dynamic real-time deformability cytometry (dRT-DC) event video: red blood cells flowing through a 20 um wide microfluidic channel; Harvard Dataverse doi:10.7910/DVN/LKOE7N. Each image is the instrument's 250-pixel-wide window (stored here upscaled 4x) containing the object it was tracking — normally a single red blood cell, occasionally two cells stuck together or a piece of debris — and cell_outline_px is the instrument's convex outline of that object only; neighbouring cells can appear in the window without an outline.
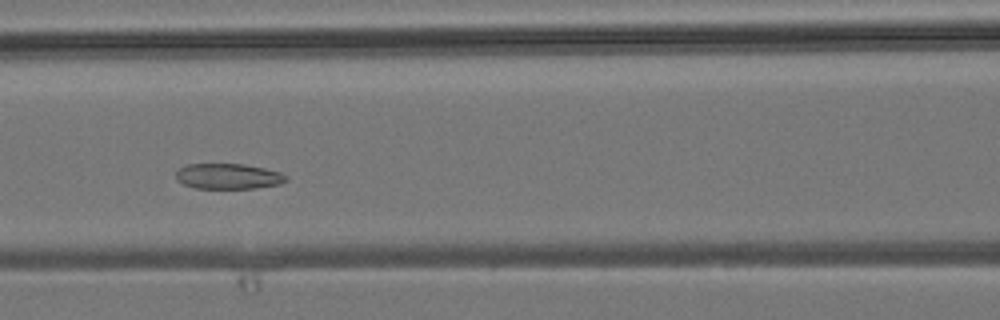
{"species": "common noctule bat (a hibernating species)", "species_latin": "Nyctalus noctula", "temperature_condition": "room temperature", "stored_images_in_passage": 4, "camera_frame_rate_fps": 3000, "um_per_image_px": 0.085, "animal": {"sex": "male", "body_mass_g": 19.2, "forearm_length_mm": 51.8}, "frame": {"image": 1, "passage_image": 4, "time_ms": 3.333, "image_size_px": [1000, 320], "cell_outline_px": [[288, 180], [280, 184], [256, 188], [196, 188], [184, 184], [176, 180], [176, 172], [180, 168], [188, 164], [244, 164], [264, 168], [280, 172], [288, 176]], "centroid_in_image_um": [19.42, 14.98], "position_along_channel_um": 147.2, "area_um2": 16.36}}